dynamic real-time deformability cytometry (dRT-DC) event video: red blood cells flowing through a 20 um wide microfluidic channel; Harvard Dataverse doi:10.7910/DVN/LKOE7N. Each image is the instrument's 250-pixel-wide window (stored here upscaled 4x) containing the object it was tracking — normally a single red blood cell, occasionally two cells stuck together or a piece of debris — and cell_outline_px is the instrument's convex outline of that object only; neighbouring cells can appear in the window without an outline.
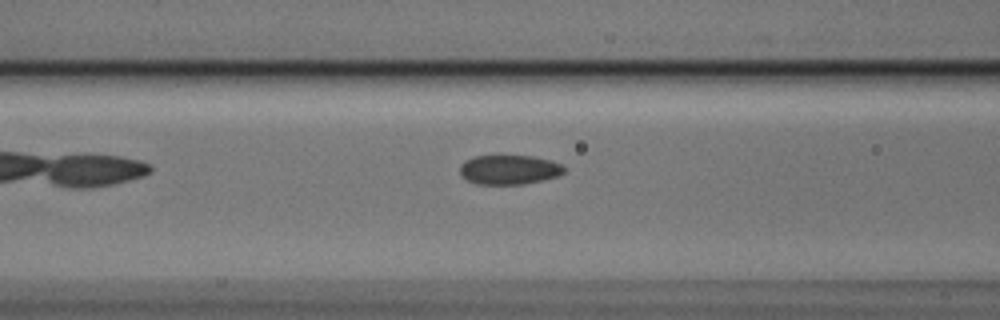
{"species": "Egyptian fruit bat (a non-hibernating species)", "species_latin": "Rousettus aegyptiacus", "temperature_condition": "cold", "stored_images_in_passage": 4, "camera_frame_rate_fps": 3000, "um_per_image_px": 0.085, "animal": {"sex": "male"}, "frame": {"image": 1, "passage_image": 4, "time_ms": 1.0, "image_size_px": [1000, 320], "cell_outline_px": [[564, 172], [560, 176], [544, 180], [524, 184], [476, 184], [460, 176], [460, 164], [464, 160], [472, 156], [496, 152], [500, 152], [532, 156], [548, 160], [560, 164], [564, 168]], "centroid_in_image_um": [43.21, 14.37], "position_along_channel_um": 123.4, "area_um2": 18.9}}